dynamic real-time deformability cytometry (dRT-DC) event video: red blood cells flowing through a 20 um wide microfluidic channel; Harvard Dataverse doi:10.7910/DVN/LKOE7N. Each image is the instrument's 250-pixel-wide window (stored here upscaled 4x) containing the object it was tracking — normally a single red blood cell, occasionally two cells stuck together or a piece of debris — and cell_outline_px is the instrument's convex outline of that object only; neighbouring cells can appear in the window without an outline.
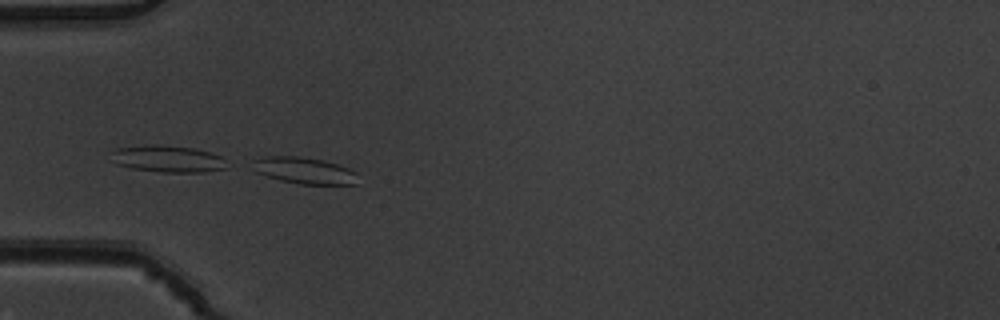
{"species": "common noctule bat (a hibernating species)", "species_latin": "Nyctalus noctula", "temperature_condition": "warm", "stored_images_in_passage": 2, "camera_frame_rate_fps": 3000, "um_per_image_px": 0.085, "animal": {"sex": "male", "body_mass_g": 19.5, "forearm_length_mm": 54.6}, "frame": {"image": 1, "passage_image": 2, "time_ms": 0.333, "image_size_px": [1000, 320], "cell_outline_px": [[356, 184], [300, 184], [280, 180], [256, 172], [252, 160], [264, 156], [300, 156], [324, 160], [348, 168], [356, 172]], "centroid_in_image_um": [25.85, 14.48], "position_along_channel_um": 59.2, "area_um2": 16.13}}